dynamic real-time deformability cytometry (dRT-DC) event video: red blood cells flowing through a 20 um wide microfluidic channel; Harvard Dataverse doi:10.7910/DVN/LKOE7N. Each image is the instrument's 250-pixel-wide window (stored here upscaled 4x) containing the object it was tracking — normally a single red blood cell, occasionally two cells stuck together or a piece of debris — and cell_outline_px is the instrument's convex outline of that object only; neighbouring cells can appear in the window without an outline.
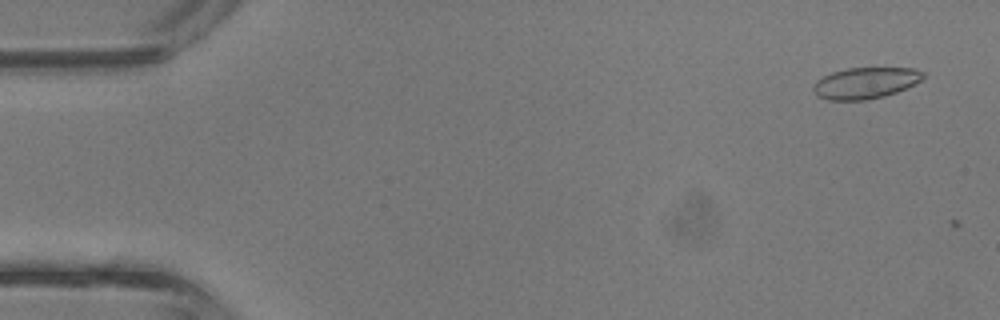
{"species": "common noctule bat (a hibernating species)", "species_latin": "Nyctalus noctula", "temperature_condition": "room temperature", "stored_images_in_passage": 3, "camera_frame_rate_fps": 3000, "um_per_image_px": 0.085, "animal": {"sex": "male", "body_mass_g": 13.3}, "frame": {"image": 1, "passage_image": 2, "time_ms": 0.333, "image_size_px": [1000, 320], "cell_outline_px": [[924, 76], [920, 80], [896, 92], [884, 96], [868, 100], [828, 100], [816, 96], [812, 88], [812, 84], [816, 80], [832, 72], [848, 68], [912, 68], [924, 72]], "centroid_in_image_um": [73.49, 7.06], "position_along_channel_um": 11.5, "area_um2": 19.94}}